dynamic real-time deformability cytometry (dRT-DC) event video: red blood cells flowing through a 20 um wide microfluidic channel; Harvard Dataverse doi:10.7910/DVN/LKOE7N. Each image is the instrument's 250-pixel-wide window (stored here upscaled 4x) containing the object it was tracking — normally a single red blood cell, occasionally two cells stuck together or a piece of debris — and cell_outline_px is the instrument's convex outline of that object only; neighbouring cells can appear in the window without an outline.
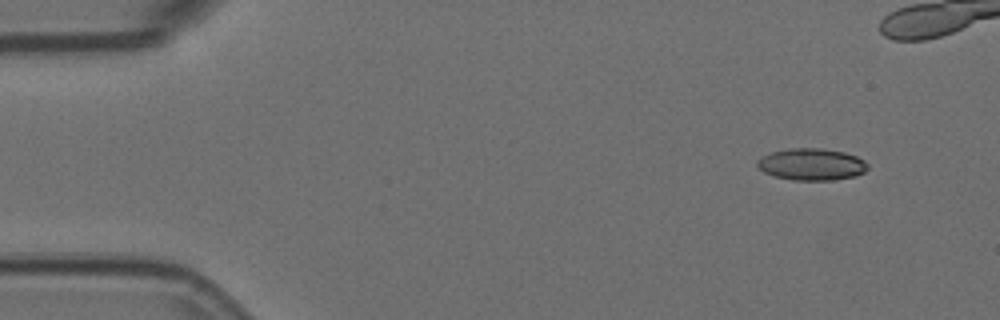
{"species": "Egyptian fruit bat (a non-hibernating species)", "species_latin": "Rousettus aegyptiacus", "temperature_condition": "room temperature", "stored_images_in_passage": 5, "camera_frame_rate_fps": 3000, "um_per_image_px": 0.085, "animal": {"sex": "female"}, "frame": {"image": 1, "passage_image": 1, "time_ms": 0.0, "image_size_px": [1000, 320], "cell_outline_px": [[868, 168], [864, 172], [856, 176], [832, 180], [792, 180], [772, 176], [764, 172], [756, 164], [756, 160], [760, 156], [772, 152], [788, 148], [820, 148], [844, 152], [856, 156], [864, 160], [868, 164]], "centroid_in_image_um": [68.96, 13.97], "position_along_channel_um": 16.0, "area_um2": 20.69}}